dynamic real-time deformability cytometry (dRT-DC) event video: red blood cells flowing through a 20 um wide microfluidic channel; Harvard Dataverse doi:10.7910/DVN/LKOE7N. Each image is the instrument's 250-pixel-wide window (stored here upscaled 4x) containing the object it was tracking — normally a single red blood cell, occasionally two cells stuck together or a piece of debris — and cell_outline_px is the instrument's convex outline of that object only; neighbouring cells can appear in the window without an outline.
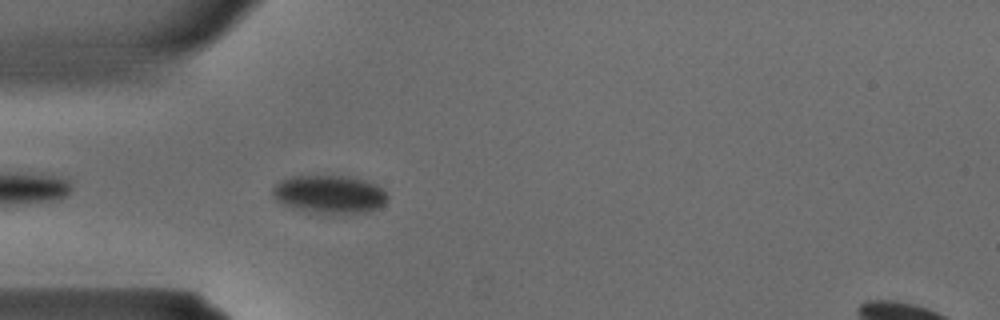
{"species": "common noctule bat (a hibernating species)", "species_latin": "Nyctalus noctula", "temperature_condition": "warm", "stored_images_in_passage": 24, "camera_frame_rate_fps": 3000, "um_per_image_px": 0.085, "animal": {"sex": "male", "body_mass_g": 15.6}, "frame": {"image": 1, "passage_image": 7, "time_ms": 2.0, "image_size_px": [1000, 320], "cell_outline_px": [[388, 196], [384, 204], [368, 212], [308, 212], [292, 208], [276, 200], [272, 196], [272, 188], [280, 180], [288, 176], [348, 176], [364, 180], [376, 184], [384, 188]], "centroid_in_image_um": [27.98, 16.49], "position_along_channel_um": 57.0, "area_um2": 25.43}}
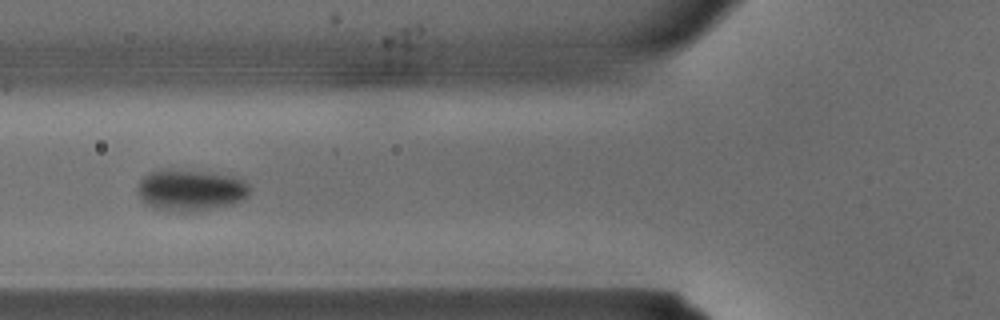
{"frame": {"image": 2, "passage_image": 10, "time_ms": 3.0, "image_size_px": [1000, 320], "cell_outline_px": [[248, 196], [232, 204], [212, 208], [188, 212], [180, 212], [156, 208], [148, 204], [140, 196], [140, 180], [144, 176], [152, 172], [196, 172], [232, 176], [244, 180], [248, 184]], "centroid_in_image_um": [16.25, 16.21], "position_along_channel_um": 109.5, "area_um2": 25.61}}